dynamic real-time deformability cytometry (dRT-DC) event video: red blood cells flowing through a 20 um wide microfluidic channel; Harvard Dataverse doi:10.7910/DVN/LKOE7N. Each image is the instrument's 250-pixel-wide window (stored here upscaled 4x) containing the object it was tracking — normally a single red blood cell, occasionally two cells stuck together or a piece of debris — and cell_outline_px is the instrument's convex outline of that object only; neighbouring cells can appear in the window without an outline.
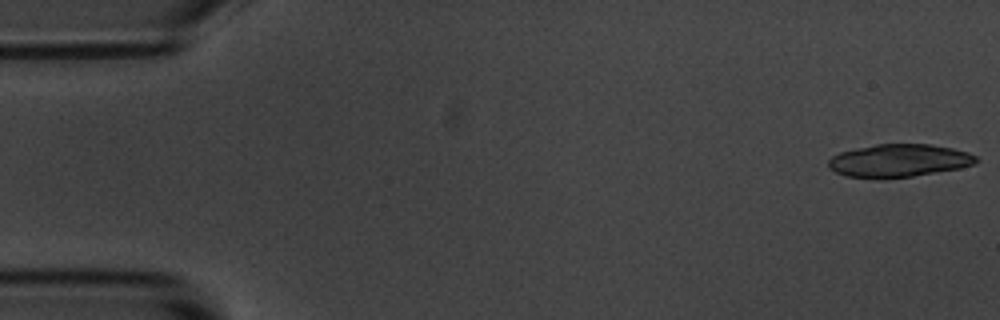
{"species": "common noctule bat (a hibernating species)", "species_latin": "Nyctalus noctula", "temperature_condition": "room temperature", "stored_images_in_passage": 5, "camera_frame_rate_fps": 3000, "um_per_image_px": 0.085, "animal": {"sex": "male", "body_mass_g": 20.1, "forearm_length_mm": 53.5}, "frame": {"image": 1, "passage_image": 1, "time_ms": 0.0, "image_size_px": [1000, 320], "cell_outline_px": [[980, 160], [972, 164], [960, 168], [912, 176], [880, 180], [844, 176], [828, 168], [828, 160], [832, 156], [840, 152], [856, 148], [876, 144], [928, 144], [952, 148], [968, 152], [976, 156]], "centroid_in_image_um": [76.36, 13.67], "position_along_channel_um": 8.6, "area_um2": 28.61}}